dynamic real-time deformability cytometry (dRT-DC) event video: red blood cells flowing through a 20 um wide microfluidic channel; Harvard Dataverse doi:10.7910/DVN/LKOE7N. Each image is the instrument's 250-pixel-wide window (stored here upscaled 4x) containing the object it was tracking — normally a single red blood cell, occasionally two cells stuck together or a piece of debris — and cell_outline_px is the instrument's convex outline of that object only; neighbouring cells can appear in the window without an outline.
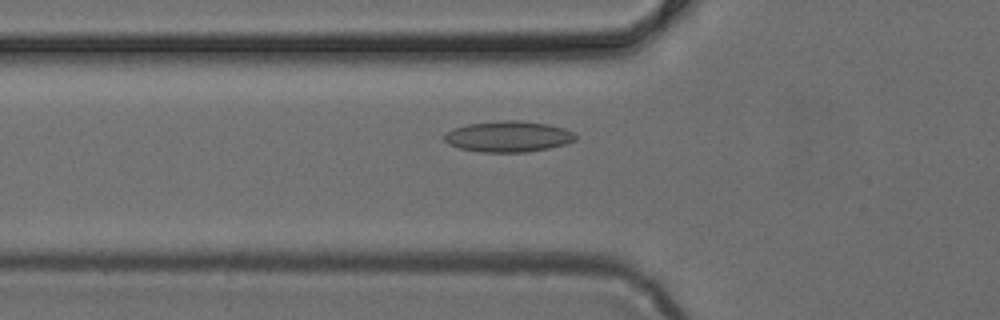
{"species": "common noctule bat (a hibernating species)", "species_latin": "Nyctalus noctula", "temperature_condition": "cold", "stored_images_in_passage": 49, "camera_frame_rate_fps": 3000, "um_per_image_px": 0.085, "animal": {"sex": "female", "body_mass_g": 24.6, "forearm_length_mm": 56.2}, "frame": {"image": 1, "passage_image": 17, "time_ms": 5.333, "image_size_px": [1000, 320], "cell_outline_px": [[576, 140], [564, 144], [548, 148], [528, 152], [480, 152], [460, 148], [448, 144], [444, 140], [444, 136], [448, 132], [456, 128], [468, 124], [500, 120], [520, 120], [548, 124], [564, 128], [572, 132], [576, 136]], "centroid_in_image_um": [43.21, 11.6], "position_along_channel_um": 82.6, "area_um2": 23.52}}
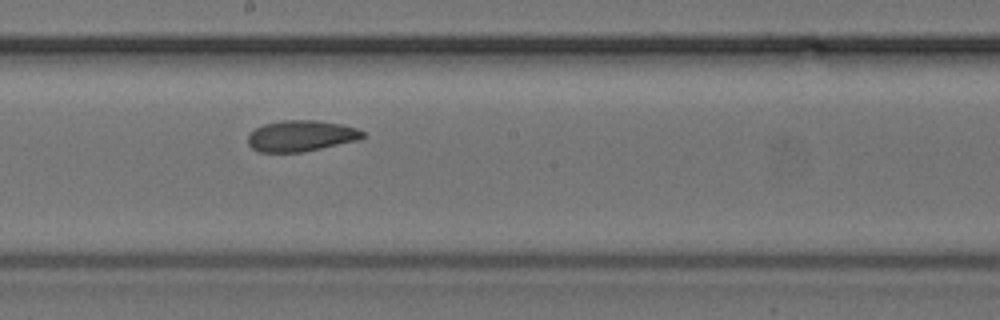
{"frame": {"image": 2, "passage_image": 27, "time_ms": 8.667, "image_size_px": [1000, 320], "cell_outline_px": [[364, 136], [360, 140], [304, 152], [260, 152], [252, 148], [248, 144], [248, 136], [256, 128], [264, 124], [280, 120], [316, 120], [340, 124], [356, 128], [364, 132]], "centroid_in_image_um": [25.6, 11.55], "position_along_channel_um": 222.6, "area_um2": 20.81}}
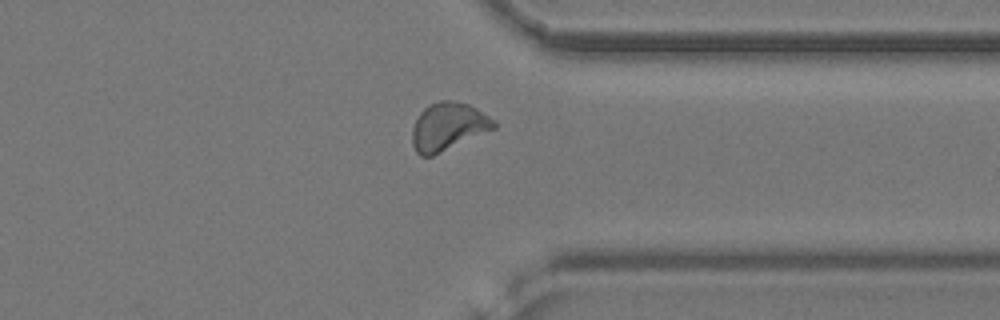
{"frame": {"image": 3, "passage_image": 38, "time_ms": 12.333, "image_size_px": [1000, 320], "cell_outline_px": [[496, 128], [432, 156], [420, 156], [416, 152], [412, 144], [412, 128], [420, 112], [424, 108], [440, 100], [452, 100], [468, 104], [476, 108], [488, 116], [496, 124]], "centroid_in_image_um": [38.06, 10.76], "position_along_channel_um": 373.3, "area_um2": 22.54}}